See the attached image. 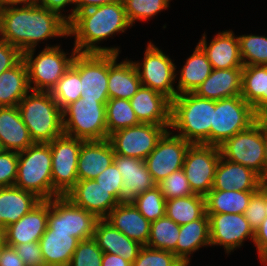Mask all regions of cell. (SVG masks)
I'll list each match as a JSON object with an SVG mask.
<instances>
[{"instance_id":"1","label":"cell","mask_w":267,"mask_h":266,"mask_svg":"<svg viewBox=\"0 0 267 266\" xmlns=\"http://www.w3.org/2000/svg\"><path fill=\"white\" fill-rule=\"evenodd\" d=\"M65 16L39 5L0 6V40L24 53L47 38L69 37Z\"/></svg>"},{"instance_id":"2","label":"cell","mask_w":267,"mask_h":266,"mask_svg":"<svg viewBox=\"0 0 267 266\" xmlns=\"http://www.w3.org/2000/svg\"><path fill=\"white\" fill-rule=\"evenodd\" d=\"M130 24L122 0L78 12L68 22L69 36H75L74 48L78 53H114L116 47H101L98 42L123 33ZM96 44V45H95Z\"/></svg>"},{"instance_id":"3","label":"cell","mask_w":267,"mask_h":266,"mask_svg":"<svg viewBox=\"0 0 267 266\" xmlns=\"http://www.w3.org/2000/svg\"><path fill=\"white\" fill-rule=\"evenodd\" d=\"M215 101L202 98L193 92L176 95L171 100L170 128L191 144L210 145Z\"/></svg>"},{"instance_id":"4","label":"cell","mask_w":267,"mask_h":266,"mask_svg":"<svg viewBox=\"0 0 267 266\" xmlns=\"http://www.w3.org/2000/svg\"><path fill=\"white\" fill-rule=\"evenodd\" d=\"M17 108L34 143H50L63 134L62 110L50 92L32 91Z\"/></svg>"},{"instance_id":"5","label":"cell","mask_w":267,"mask_h":266,"mask_svg":"<svg viewBox=\"0 0 267 266\" xmlns=\"http://www.w3.org/2000/svg\"><path fill=\"white\" fill-rule=\"evenodd\" d=\"M52 155L49 143H33L18 152L16 187L41 200L53 198Z\"/></svg>"},{"instance_id":"6","label":"cell","mask_w":267,"mask_h":266,"mask_svg":"<svg viewBox=\"0 0 267 266\" xmlns=\"http://www.w3.org/2000/svg\"><path fill=\"white\" fill-rule=\"evenodd\" d=\"M34 52L35 49H31L23 53V60L28 69L30 91L50 92L72 65L77 50L73 48L71 55L67 56L68 53L61 50L60 45H50V47L46 46L35 58Z\"/></svg>"},{"instance_id":"7","label":"cell","mask_w":267,"mask_h":266,"mask_svg":"<svg viewBox=\"0 0 267 266\" xmlns=\"http://www.w3.org/2000/svg\"><path fill=\"white\" fill-rule=\"evenodd\" d=\"M105 106L82 98L66 106L62 110L63 133L84 141L108 139Z\"/></svg>"},{"instance_id":"8","label":"cell","mask_w":267,"mask_h":266,"mask_svg":"<svg viewBox=\"0 0 267 266\" xmlns=\"http://www.w3.org/2000/svg\"><path fill=\"white\" fill-rule=\"evenodd\" d=\"M259 118L241 95L215 101L210 145L220 146L228 138L248 129Z\"/></svg>"},{"instance_id":"9","label":"cell","mask_w":267,"mask_h":266,"mask_svg":"<svg viewBox=\"0 0 267 266\" xmlns=\"http://www.w3.org/2000/svg\"><path fill=\"white\" fill-rule=\"evenodd\" d=\"M98 220L94 214L76 206L65 196L48 200L47 227L52 231L70 233L83 241L93 238Z\"/></svg>"},{"instance_id":"10","label":"cell","mask_w":267,"mask_h":266,"mask_svg":"<svg viewBox=\"0 0 267 266\" xmlns=\"http://www.w3.org/2000/svg\"><path fill=\"white\" fill-rule=\"evenodd\" d=\"M84 140L62 134L53 139L51 149L53 198L65 196L77 183V163Z\"/></svg>"},{"instance_id":"11","label":"cell","mask_w":267,"mask_h":266,"mask_svg":"<svg viewBox=\"0 0 267 266\" xmlns=\"http://www.w3.org/2000/svg\"><path fill=\"white\" fill-rule=\"evenodd\" d=\"M219 150L222 158L239 163L260 175L264 161L263 118L225 140Z\"/></svg>"},{"instance_id":"12","label":"cell","mask_w":267,"mask_h":266,"mask_svg":"<svg viewBox=\"0 0 267 266\" xmlns=\"http://www.w3.org/2000/svg\"><path fill=\"white\" fill-rule=\"evenodd\" d=\"M137 69L141 85L156 90L170 100L177 95V90L173 84L178 74H176V65L171 58L161 49L149 42L144 59L141 62H133Z\"/></svg>"},{"instance_id":"13","label":"cell","mask_w":267,"mask_h":266,"mask_svg":"<svg viewBox=\"0 0 267 266\" xmlns=\"http://www.w3.org/2000/svg\"><path fill=\"white\" fill-rule=\"evenodd\" d=\"M71 66L80 75L82 100L106 104L109 100V53L77 52Z\"/></svg>"},{"instance_id":"14","label":"cell","mask_w":267,"mask_h":266,"mask_svg":"<svg viewBox=\"0 0 267 266\" xmlns=\"http://www.w3.org/2000/svg\"><path fill=\"white\" fill-rule=\"evenodd\" d=\"M169 128L157 124L140 123L113 132L108 140L115 154L145 160Z\"/></svg>"},{"instance_id":"15","label":"cell","mask_w":267,"mask_h":266,"mask_svg":"<svg viewBox=\"0 0 267 266\" xmlns=\"http://www.w3.org/2000/svg\"><path fill=\"white\" fill-rule=\"evenodd\" d=\"M220 157L219 146L205 144L189 146L182 169L194 194L205 197L212 189Z\"/></svg>"},{"instance_id":"16","label":"cell","mask_w":267,"mask_h":266,"mask_svg":"<svg viewBox=\"0 0 267 266\" xmlns=\"http://www.w3.org/2000/svg\"><path fill=\"white\" fill-rule=\"evenodd\" d=\"M173 134L168 130L145 159L148 171L156 183L183 168L186 152L191 145L182 137Z\"/></svg>"},{"instance_id":"17","label":"cell","mask_w":267,"mask_h":266,"mask_svg":"<svg viewBox=\"0 0 267 266\" xmlns=\"http://www.w3.org/2000/svg\"><path fill=\"white\" fill-rule=\"evenodd\" d=\"M209 217L211 245L223 246L226 253L243 246L244 240L254 242V231L244 214H207Z\"/></svg>"},{"instance_id":"18","label":"cell","mask_w":267,"mask_h":266,"mask_svg":"<svg viewBox=\"0 0 267 266\" xmlns=\"http://www.w3.org/2000/svg\"><path fill=\"white\" fill-rule=\"evenodd\" d=\"M65 197L76 206L91 212L98 219H104L120 203L94 179L78 180Z\"/></svg>"},{"instance_id":"19","label":"cell","mask_w":267,"mask_h":266,"mask_svg":"<svg viewBox=\"0 0 267 266\" xmlns=\"http://www.w3.org/2000/svg\"><path fill=\"white\" fill-rule=\"evenodd\" d=\"M114 163L123 178L122 202H131L140 194L157 186L145 160L114 154Z\"/></svg>"},{"instance_id":"20","label":"cell","mask_w":267,"mask_h":266,"mask_svg":"<svg viewBox=\"0 0 267 266\" xmlns=\"http://www.w3.org/2000/svg\"><path fill=\"white\" fill-rule=\"evenodd\" d=\"M130 104L140 123L170 127L171 100L164 94L141 85Z\"/></svg>"},{"instance_id":"21","label":"cell","mask_w":267,"mask_h":266,"mask_svg":"<svg viewBox=\"0 0 267 266\" xmlns=\"http://www.w3.org/2000/svg\"><path fill=\"white\" fill-rule=\"evenodd\" d=\"M202 35L198 46L206 54L213 69L243 68L239 40L237 36L235 37L233 31L219 32L209 45L207 44L205 33Z\"/></svg>"},{"instance_id":"22","label":"cell","mask_w":267,"mask_h":266,"mask_svg":"<svg viewBox=\"0 0 267 266\" xmlns=\"http://www.w3.org/2000/svg\"><path fill=\"white\" fill-rule=\"evenodd\" d=\"M48 223V200H42L17 222L7 226L3 235L7 244L39 242Z\"/></svg>"},{"instance_id":"23","label":"cell","mask_w":267,"mask_h":266,"mask_svg":"<svg viewBox=\"0 0 267 266\" xmlns=\"http://www.w3.org/2000/svg\"><path fill=\"white\" fill-rule=\"evenodd\" d=\"M113 228L128 238L146 246L150 235V222L132 202H120L104 218Z\"/></svg>"},{"instance_id":"24","label":"cell","mask_w":267,"mask_h":266,"mask_svg":"<svg viewBox=\"0 0 267 266\" xmlns=\"http://www.w3.org/2000/svg\"><path fill=\"white\" fill-rule=\"evenodd\" d=\"M114 154L108 139L83 141L77 163L78 180L95 179L114 162Z\"/></svg>"},{"instance_id":"25","label":"cell","mask_w":267,"mask_h":266,"mask_svg":"<svg viewBox=\"0 0 267 266\" xmlns=\"http://www.w3.org/2000/svg\"><path fill=\"white\" fill-rule=\"evenodd\" d=\"M259 175L251 169L220 157L212 189L223 191H258Z\"/></svg>"},{"instance_id":"26","label":"cell","mask_w":267,"mask_h":266,"mask_svg":"<svg viewBox=\"0 0 267 266\" xmlns=\"http://www.w3.org/2000/svg\"><path fill=\"white\" fill-rule=\"evenodd\" d=\"M243 68L213 69L193 92L209 100H220L241 95Z\"/></svg>"},{"instance_id":"27","label":"cell","mask_w":267,"mask_h":266,"mask_svg":"<svg viewBox=\"0 0 267 266\" xmlns=\"http://www.w3.org/2000/svg\"><path fill=\"white\" fill-rule=\"evenodd\" d=\"M118 55L109 53V99L130 100L141 87V80L133 61L126 58L124 61L117 63Z\"/></svg>"},{"instance_id":"28","label":"cell","mask_w":267,"mask_h":266,"mask_svg":"<svg viewBox=\"0 0 267 266\" xmlns=\"http://www.w3.org/2000/svg\"><path fill=\"white\" fill-rule=\"evenodd\" d=\"M93 239L103 253L119 255L130 263L134 262L143 247L118 229L113 228L104 219L96 222Z\"/></svg>"},{"instance_id":"29","label":"cell","mask_w":267,"mask_h":266,"mask_svg":"<svg viewBox=\"0 0 267 266\" xmlns=\"http://www.w3.org/2000/svg\"><path fill=\"white\" fill-rule=\"evenodd\" d=\"M42 200L16 186L0 187V230L17 222Z\"/></svg>"},{"instance_id":"30","label":"cell","mask_w":267,"mask_h":266,"mask_svg":"<svg viewBox=\"0 0 267 266\" xmlns=\"http://www.w3.org/2000/svg\"><path fill=\"white\" fill-rule=\"evenodd\" d=\"M0 142L4 150L20 152L34 142L17 106L0 107Z\"/></svg>"},{"instance_id":"31","label":"cell","mask_w":267,"mask_h":266,"mask_svg":"<svg viewBox=\"0 0 267 266\" xmlns=\"http://www.w3.org/2000/svg\"><path fill=\"white\" fill-rule=\"evenodd\" d=\"M241 97L260 118H267V66H243Z\"/></svg>"},{"instance_id":"32","label":"cell","mask_w":267,"mask_h":266,"mask_svg":"<svg viewBox=\"0 0 267 266\" xmlns=\"http://www.w3.org/2000/svg\"><path fill=\"white\" fill-rule=\"evenodd\" d=\"M80 240L70 233L55 232L46 228L39 240L46 266H69Z\"/></svg>"},{"instance_id":"33","label":"cell","mask_w":267,"mask_h":266,"mask_svg":"<svg viewBox=\"0 0 267 266\" xmlns=\"http://www.w3.org/2000/svg\"><path fill=\"white\" fill-rule=\"evenodd\" d=\"M209 217L205 213L200 219L180 226L179 238L176 245V256L181 261H190L192 253L202 246H210Z\"/></svg>"},{"instance_id":"34","label":"cell","mask_w":267,"mask_h":266,"mask_svg":"<svg viewBox=\"0 0 267 266\" xmlns=\"http://www.w3.org/2000/svg\"><path fill=\"white\" fill-rule=\"evenodd\" d=\"M28 69L23 58L0 74V107L18 106L30 91Z\"/></svg>"},{"instance_id":"35","label":"cell","mask_w":267,"mask_h":266,"mask_svg":"<svg viewBox=\"0 0 267 266\" xmlns=\"http://www.w3.org/2000/svg\"><path fill=\"white\" fill-rule=\"evenodd\" d=\"M256 192L211 189L205 196L206 214H244L251 197Z\"/></svg>"},{"instance_id":"36","label":"cell","mask_w":267,"mask_h":266,"mask_svg":"<svg viewBox=\"0 0 267 266\" xmlns=\"http://www.w3.org/2000/svg\"><path fill=\"white\" fill-rule=\"evenodd\" d=\"M212 70V64L203 50L197 45L193 54L186 60L180 70L178 86H176L177 95L194 92L210 75Z\"/></svg>"},{"instance_id":"37","label":"cell","mask_w":267,"mask_h":266,"mask_svg":"<svg viewBox=\"0 0 267 266\" xmlns=\"http://www.w3.org/2000/svg\"><path fill=\"white\" fill-rule=\"evenodd\" d=\"M206 213L205 197L199 194L166 200V216L179 226L200 219Z\"/></svg>"},{"instance_id":"38","label":"cell","mask_w":267,"mask_h":266,"mask_svg":"<svg viewBox=\"0 0 267 266\" xmlns=\"http://www.w3.org/2000/svg\"><path fill=\"white\" fill-rule=\"evenodd\" d=\"M180 226L166 215L150 223L147 247L171 251L176 255Z\"/></svg>"},{"instance_id":"39","label":"cell","mask_w":267,"mask_h":266,"mask_svg":"<svg viewBox=\"0 0 267 266\" xmlns=\"http://www.w3.org/2000/svg\"><path fill=\"white\" fill-rule=\"evenodd\" d=\"M105 114L108 137L117 130L140 124L130 100L127 99H109L105 106Z\"/></svg>"},{"instance_id":"40","label":"cell","mask_w":267,"mask_h":266,"mask_svg":"<svg viewBox=\"0 0 267 266\" xmlns=\"http://www.w3.org/2000/svg\"><path fill=\"white\" fill-rule=\"evenodd\" d=\"M50 93L61 110L71 103L76 102L81 98V81L79 73L70 66L52 88Z\"/></svg>"},{"instance_id":"41","label":"cell","mask_w":267,"mask_h":266,"mask_svg":"<svg viewBox=\"0 0 267 266\" xmlns=\"http://www.w3.org/2000/svg\"><path fill=\"white\" fill-rule=\"evenodd\" d=\"M238 40L244 66H267V37L250 34L238 36Z\"/></svg>"},{"instance_id":"42","label":"cell","mask_w":267,"mask_h":266,"mask_svg":"<svg viewBox=\"0 0 267 266\" xmlns=\"http://www.w3.org/2000/svg\"><path fill=\"white\" fill-rule=\"evenodd\" d=\"M131 202L150 223L166 214V200L158 186L145 191Z\"/></svg>"},{"instance_id":"43","label":"cell","mask_w":267,"mask_h":266,"mask_svg":"<svg viewBox=\"0 0 267 266\" xmlns=\"http://www.w3.org/2000/svg\"><path fill=\"white\" fill-rule=\"evenodd\" d=\"M127 18L133 26L136 20L145 21L169 7L170 0H122Z\"/></svg>"},{"instance_id":"44","label":"cell","mask_w":267,"mask_h":266,"mask_svg":"<svg viewBox=\"0 0 267 266\" xmlns=\"http://www.w3.org/2000/svg\"><path fill=\"white\" fill-rule=\"evenodd\" d=\"M165 200L193 195L189 182L183 169L171 173L168 177L157 183Z\"/></svg>"},{"instance_id":"45","label":"cell","mask_w":267,"mask_h":266,"mask_svg":"<svg viewBox=\"0 0 267 266\" xmlns=\"http://www.w3.org/2000/svg\"><path fill=\"white\" fill-rule=\"evenodd\" d=\"M103 251L91 238L80 241L76 247L69 266H101Z\"/></svg>"},{"instance_id":"46","label":"cell","mask_w":267,"mask_h":266,"mask_svg":"<svg viewBox=\"0 0 267 266\" xmlns=\"http://www.w3.org/2000/svg\"><path fill=\"white\" fill-rule=\"evenodd\" d=\"M180 261L171 251L143 246L132 266H176Z\"/></svg>"},{"instance_id":"47","label":"cell","mask_w":267,"mask_h":266,"mask_svg":"<svg viewBox=\"0 0 267 266\" xmlns=\"http://www.w3.org/2000/svg\"><path fill=\"white\" fill-rule=\"evenodd\" d=\"M18 152H0V187L14 186L17 179Z\"/></svg>"},{"instance_id":"48","label":"cell","mask_w":267,"mask_h":266,"mask_svg":"<svg viewBox=\"0 0 267 266\" xmlns=\"http://www.w3.org/2000/svg\"><path fill=\"white\" fill-rule=\"evenodd\" d=\"M94 180L104 189L108 190L119 202H122L121 188L123 178L114 162Z\"/></svg>"},{"instance_id":"49","label":"cell","mask_w":267,"mask_h":266,"mask_svg":"<svg viewBox=\"0 0 267 266\" xmlns=\"http://www.w3.org/2000/svg\"><path fill=\"white\" fill-rule=\"evenodd\" d=\"M7 245L15 248L25 266H46L39 242Z\"/></svg>"},{"instance_id":"50","label":"cell","mask_w":267,"mask_h":266,"mask_svg":"<svg viewBox=\"0 0 267 266\" xmlns=\"http://www.w3.org/2000/svg\"><path fill=\"white\" fill-rule=\"evenodd\" d=\"M244 216L254 232L266 218L264 198L258 191L251 197Z\"/></svg>"},{"instance_id":"51","label":"cell","mask_w":267,"mask_h":266,"mask_svg":"<svg viewBox=\"0 0 267 266\" xmlns=\"http://www.w3.org/2000/svg\"><path fill=\"white\" fill-rule=\"evenodd\" d=\"M23 58V53L15 46L0 40V74L14 67Z\"/></svg>"},{"instance_id":"52","label":"cell","mask_w":267,"mask_h":266,"mask_svg":"<svg viewBox=\"0 0 267 266\" xmlns=\"http://www.w3.org/2000/svg\"><path fill=\"white\" fill-rule=\"evenodd\" d=\"M254 244L261 263L267 265V216L254 232Z\"/></svg>"},{"instance_id":"53","label":"cell","mask_w":267,"mask_h":266,"mask_svg":"<svg viewBox=\"0 0 267 266\" xmlns=\"http://www.w3.org/2000/svg\"><path fill=\"white\" fill-rule=\"evenodd\" d=\"M116 1L120 0H75V7L71 10V14L65 16V19L69 22L78 12L97 6L110 4Z\"/></svg>"},{"instance_id":"54","label":"cell","mask_w":267,"mask_h":266,"mask_svg":"<svg viewBox=\"0 0 267 266\" xmlns=\"http://www.w3.org/2000/svg\"><path fill=\"white\" fill-rule=\"evenodd\" d=\"M0 266H25L14 247L6 245L1 253Z\"/></svg>"},{"instance_id":"55","label":"cell","mask_w":267,"mask_h":266,"mask_svg":"<svg viewBox=\"0 0 267 266\" xmlns=\"http://www.w3.org/2000/svg\"><path fill=\"white\" fill-rule=\"evenodd\" d=\"M75 5V0H38V5L47 8L48 10L55 11L60 15L64 11V8L69 5ZM63 9V11H61Z\"/></svg>"},{"instance_id":"56","label":"cell","mask_w":267,"mask_h":266,"mask_svg":"<svg viewBox=\"0 0 267 266\" xmlns=\"http://www.w3.org/2000/svg\"><path fill=\"white\" fill-rule=\"evenodd\" d=\"M101 266H132V263L119 255L103 253Z\"/></svg>"},{"instance_id":"57","label":"cell","mask_w":267,"mask_h":266,"mask_svg":"<svg viewBox=\"0 0 267 266\" xmlns=\"http://www.w3.org/2000/svg\"><path fill=\"white\" fill-rule=\"evenodd\" d=\"M263 145L264 161L259 179L261 183H267V118H263Z\"/></svg>"},{"instance_id":"58","label":"cell","mask_w":267,"mask_h":266,"mask_svg":"<svg viewBox=\"0 0 267 266\" xmlns=\"http://www.w3.org/2000/svg\"><path fill=\"white\" fill-rule=\"evenodd\" d=\"M38 5V0H0V6L3 5Z\"/></svg>"},{"instance_id":"59","label":"cell","mask_w":267,"mask_h":266,"mask_svg":"<svg viewBox=\"0 0 267 266\" xmlns=\"http://www.w3.org/2000/svg\"><path fill=\"white\" fill-rule=\"evenodd\" d=\"M258 192H259V193L263 196V198H264L265 212H266V216H267V183H261Z\"/></svg>"},{"instance_id":"60","label":"cell","mask_w":267,"mask_h":266,"mask_svg":"<svg viewBox=\"0 0 267 266\" xmlns=\"http://www.w3.org/2000/svg\"><path fill=\"white\" fill-rule=\"evenodd\" d=\"M7 245L3 233L0 235V257L4 247Z\"/></svg>"},{"instance_id":"61","label":"cell","mask_w":267,"mask_h":266,"mask_svg":"<svg viewBox=\"0 0 267 266\" xmlns=\"http://www.w3.org/2000/svg\"><path fill=\"white\" fill-rule=\"evenodd\" d=\"M190 261H180L176 266H189Z\"/></svg>"},{"instance_id":"62","label":"cell","mask_w":267,"mask_h":266,"mask_svg":"<svg viewBox=\"0 0 267 266\" xmlns=\"http://www.w3.org/2000/svg\"><path fill=\"white\" fill-rule=\"evenodd\" d=\"M3 150L4 149H3L2 145H1V142H0V152L3 151Z\"/></svg>"}]
</instances>
